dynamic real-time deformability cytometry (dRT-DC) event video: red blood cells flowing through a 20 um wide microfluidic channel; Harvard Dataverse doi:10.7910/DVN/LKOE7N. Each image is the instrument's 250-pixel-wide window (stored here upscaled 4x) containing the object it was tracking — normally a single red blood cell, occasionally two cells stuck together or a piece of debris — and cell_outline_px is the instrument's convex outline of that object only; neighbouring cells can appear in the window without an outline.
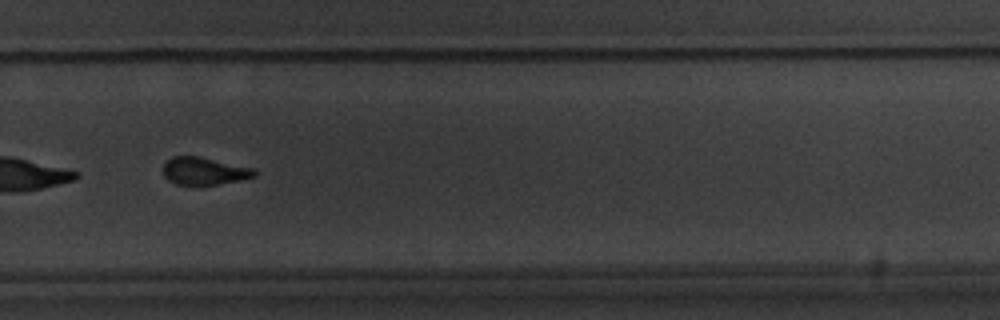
{"species": "common noctule bat (a hibernating species)", "species_latin": "Nyctalus noctula", "temperature_condition": "warm", "stored_images_in_passage": 13, "segment_of_instrument_passage": [2, 2], "camera_frame_rate_fps": 3000, "um_per_image_px": 0.085, "animal": {"sex": "male", "body_mass_g": 20.1, "forearm_length_mm": 53.5}, "frame": {"image": 1, "passage_image": 11, "time_ms": 12.667, "image_size_px": [1000, 320], "cell_outline_px": [[256, 176], [240, 180], [216, 184], [176, 184], [168, 180], [164, 176], [164, 164], [172, 156], [200, 156], [256, 168]], "centroid_in_image_um": [17.39, 14.52], "position_along_channel_um": 312.4, "area_um2": 14.62}}